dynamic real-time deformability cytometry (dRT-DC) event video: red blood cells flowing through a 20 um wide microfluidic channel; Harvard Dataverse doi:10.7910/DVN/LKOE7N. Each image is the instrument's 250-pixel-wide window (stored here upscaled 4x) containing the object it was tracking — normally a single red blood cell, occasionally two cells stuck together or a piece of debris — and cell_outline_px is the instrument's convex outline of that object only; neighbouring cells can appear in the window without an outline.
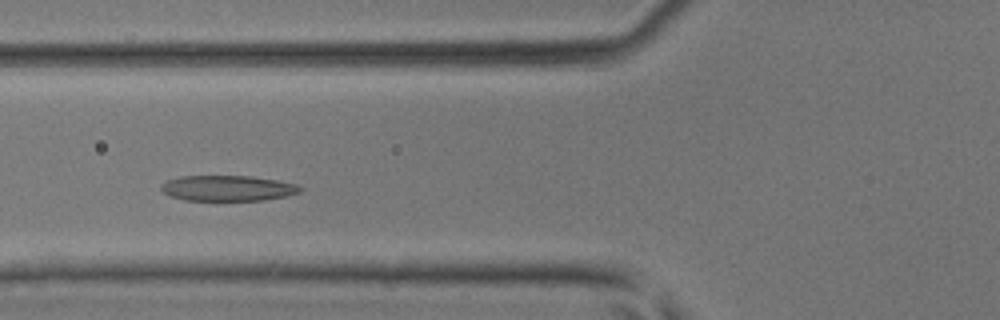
{"species": "common noctule bat (a hibernating species)", "species_latin": "Nyctalus noctula", "temperature_condition": "room temperature", "stored_images_in_passage": 34, "camera_frame_rate_fps": 3000, "um_per_image_px": 0.085, "animal": {"sex": "male", "body_mass_g": 17.9, "forearm_length_mm": 54.2}, "frame": {"image": 1, "passage_image": 7, "time_ms": 2.0, "image_size_px": [1000, 320], "cell_outline_px": [[304, 188], [300, 192], [288, 196], [264, 200], [184, 200], [172, 196], [164, 192], [160, 188], [160, 184], [168, 180], [180, 176], [252, 176], [276, 180], [296, 184]], "centroid_in_image_um": [19.38, 15.99], "position_along_channel_um": 106.4, "area_um2": 20.69}}
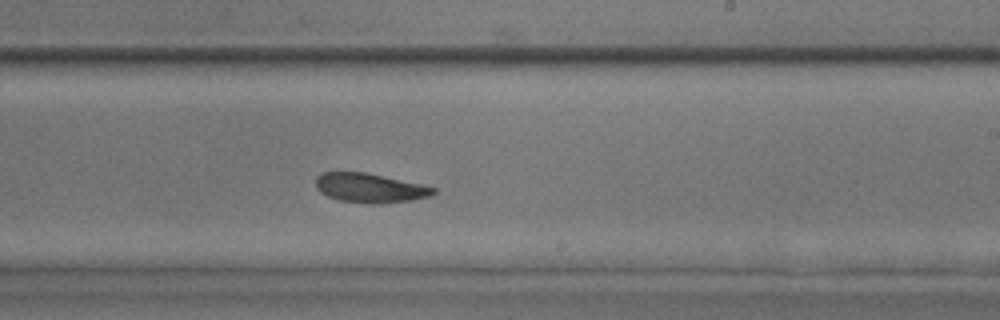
{"frame": {"image": 2, "passage_image": 17, "time_ms": 5.333, "image_size_px": [1000, 320], "cell_outline_px": [[436, 192], [432, 196], [412, 200], [380, 204], [368, 204], [336, 200], [320, 192], [316, 188], [316, 176], [320, 172], [364, 172], [424, 184], [436, 188]], "centroid_in_image_um": [31.45, 15.98], "position_along_channel_um": 257.5, "area_um2": 20.46}}
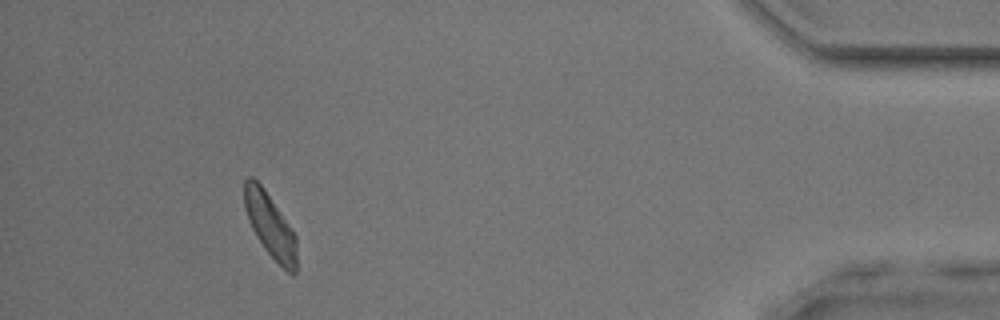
{"frame": {"image": 3, "passage_image": 31, "time_ms": 10.0, "image_size_px": [1000, 320], "cell_outline_px": [[296, 272], [292, 276], [264, 248], [256, 236], [252, 228], [244, 208], [244, 180], [248, 176], [252, 176], [264, 188], [292, 228], [296, 236]], "centroid_in_image_um": [22.96, 19.13], "position_along_channel_um": 412.2, "area_um2": 19.42}}